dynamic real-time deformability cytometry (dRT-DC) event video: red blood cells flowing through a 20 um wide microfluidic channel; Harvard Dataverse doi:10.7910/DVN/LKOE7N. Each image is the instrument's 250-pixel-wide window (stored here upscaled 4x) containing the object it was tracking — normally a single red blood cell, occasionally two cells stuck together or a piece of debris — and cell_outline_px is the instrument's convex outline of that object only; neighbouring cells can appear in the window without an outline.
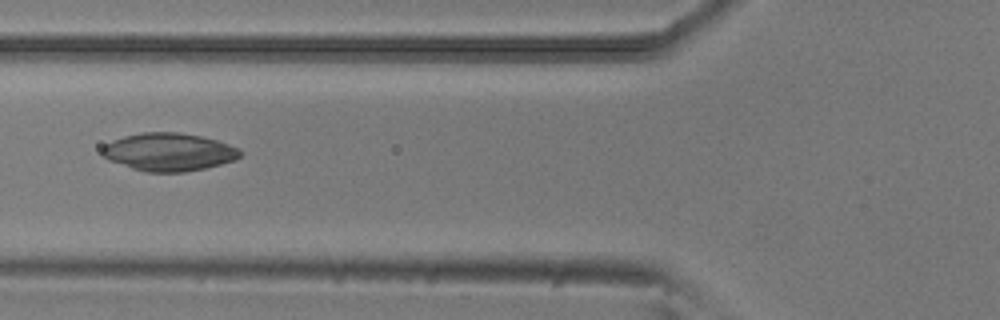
{"species": "common noctule bat (a hibernating species)", "species_latin": "Nyctalus noctula", "temperature_condition": "room temperature", "stored_images_in_passage": 6, "camera_frame_rate_fps": 3000, "um_per_image_px": 0.085, "animal": {"sex": "male", "body_mass_g": 20.5, "forearm_length_mm": 52.5}, "frame": {"image": 1, "passage_image": 5, "time_ms": 1.333, "image_size_px": [1000, 320], "cell_outline_px": [[240, 156], [232, 160], [220, 164], [204, 168], [184, 172], [148, 172], [132, 168], [108, 160], [100, 152], [100, 148], [104, 144], [112, 140], [124, 136], [140, 132], [180, 132], [200, 136], [216, 140], [240, 148]], "centroid_in_image_um": [14.29, 12.91], "position_along_channel_um": 111.5, "area_um2": 30.46}}
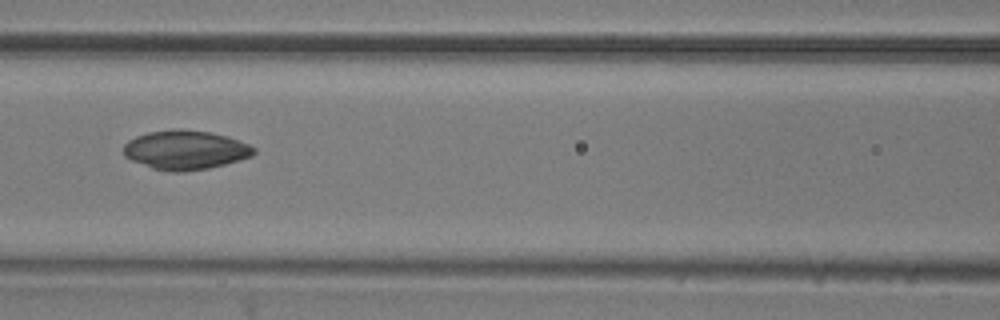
{"frame": {"image": 2, "passage_image": 6, "time_ms": 1.667, "image_size_px": [1000, 320], "cell_outline_px": [[256, 152], [252, 156], [240, 160], [208, 168], [184, 172], [172, 172], [152, 168], [132, 160], [124, 156], [124, 144], [128, 140], [136, 136], [148, 132], [172, 128], [180, 128], [212, 132], [228, 136], [248, 144], [256, 148]], "centroid_in_image_um": [15.76, 12.73], "position_along_channel_um": 150.8, "area_um2": 30.0}}